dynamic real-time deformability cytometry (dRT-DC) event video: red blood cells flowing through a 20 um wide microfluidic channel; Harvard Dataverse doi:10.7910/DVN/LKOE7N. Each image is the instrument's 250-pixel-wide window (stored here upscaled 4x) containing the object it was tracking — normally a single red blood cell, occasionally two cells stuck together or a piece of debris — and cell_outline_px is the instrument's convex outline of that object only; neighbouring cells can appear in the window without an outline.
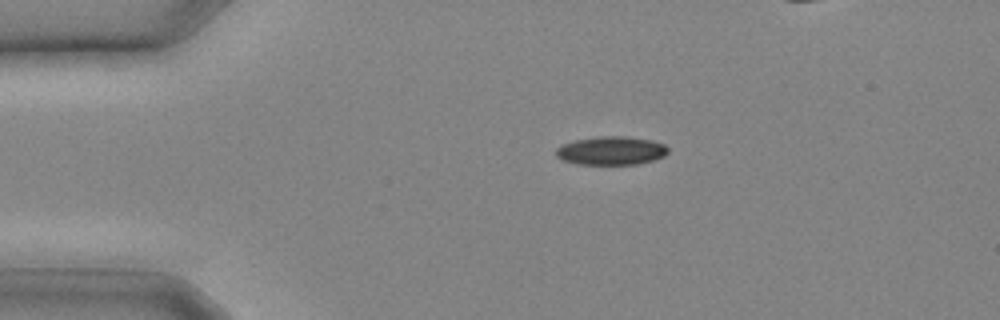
{"species": "common noctule bat (a hibernating species)", "species_latin": "Nyctalus noctula", "temperature_condition": "cold", "stored_images_in_passage": 11, "camera_frame_rate_fps": 3000, "um_per_image_px": 0.085, "animal": {"sex": "male", "body_mass_g": 20.4}, "frame": {"image": 1, "passage_image": 5, "time_ms": 1.333, "image_size_px": [1000, 320], "cell_outline_px": [[668, 152], [664, 156], [656, 160], [636, 164], [576, 164], [560, 160], [556, 156], [556, 148], [564, 144], [576, 140], [600, 136], [624, 136], [652, 140], [664, 144], [668, 148]], "centroid_in_image_um": [51.96, 12.81], "position_along_channel_um": 33.0, "area_um2": 18.67}}
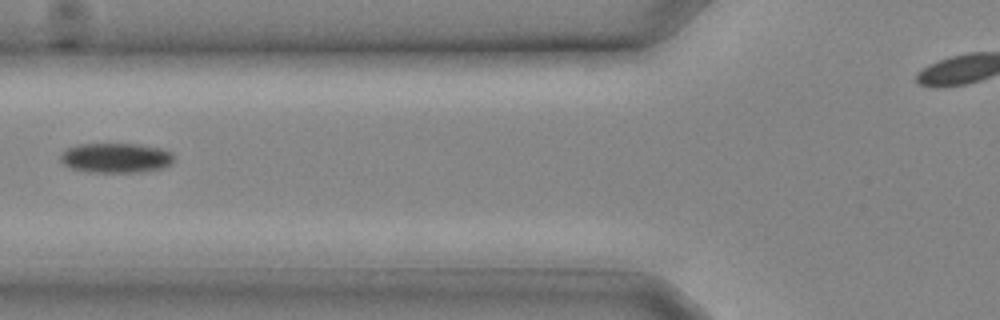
{"frame": {"image": 2, "passage_image": 10, "time_ms": 3.0, "image_size_px": [1000, 320], "cell_outline_px": [[172, 164], [164, 168], [140, 172], [88, 172], [72, 168], [64, 164], [60, 160], [60, 152], [76, 144], [140, 144], [160, 148], [172, 152]], "centroid_in_image_um": [9.84, 13.42], "position_along_channel_um": 116.0, "area_um2": 19.83}}